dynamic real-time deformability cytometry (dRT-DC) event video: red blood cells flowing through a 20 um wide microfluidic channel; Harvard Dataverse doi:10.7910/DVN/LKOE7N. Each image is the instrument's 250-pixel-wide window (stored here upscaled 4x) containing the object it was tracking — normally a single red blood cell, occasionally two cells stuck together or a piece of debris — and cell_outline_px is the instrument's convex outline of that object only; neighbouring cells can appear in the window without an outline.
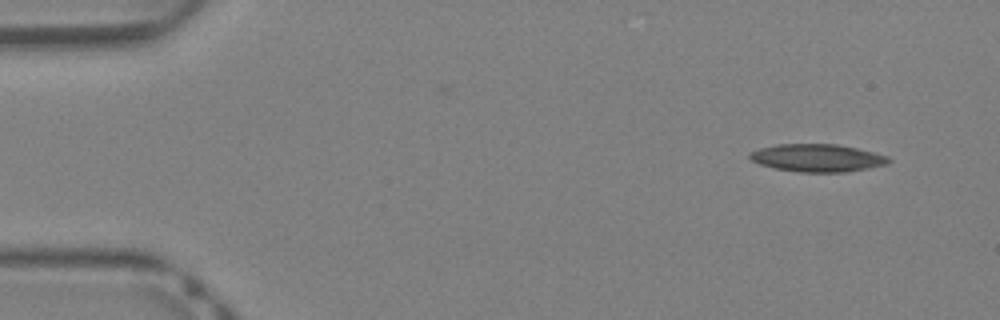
{"species": "Egyptian fruit bat (a non-hibernating species)", "species_latin": "Rousettus aegyptiacus", "temperature_condition": "warm", "stored_images_in_passage": 39, "camera_frame_rate_fps": 3000, "um_per_image_px": 0.085, "animal": {"sex": "female"}, "frame": {"image": 1, "passage_image": 1, "time_ms": 0.0, "image_size_px": [1000, 320], "cell_outline_px": [[892, 160], [888, 164], [868, 168], [844, 172], [800, 172], [776, 168], [760, 164], [752, 160], [748, 156], [748, 152], [760, 148], [776, 144], [836, 144], [856, 148], [888, 156]], "centroid_in_image_um": [69.47, 13.42], "position_along_channel_um": 15.5, "area_um2": 22.31}}
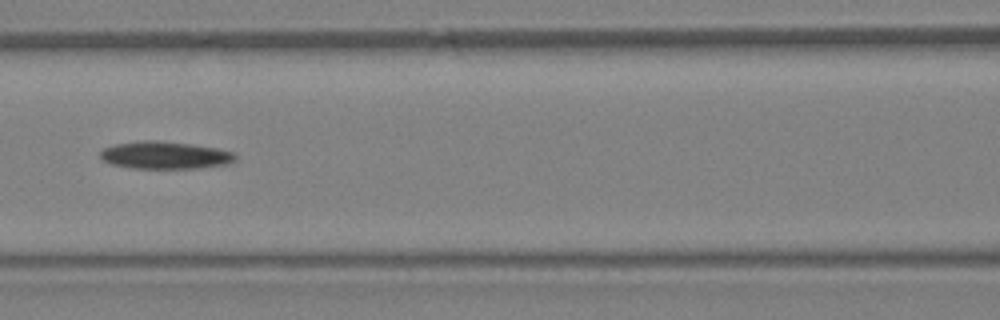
{"frame": {"image": 2, "passage_image": 16, "time_ms": 5.0, "image_size_px": [1000, 320], "cell_outline_px": [[236, 160], [228, 164], [196, 168], [128, 168], [112, 164], [104, 160], [100, 156], [100, 152], [104, 148], [116, 144], [144, 140], [152, 140], [192, 144], [216, 148], [236, 152]], "centroid_in_image_um": [14.06, 13.19], "position_along_channel_um": 152.5, "area_um2": 21.56}}
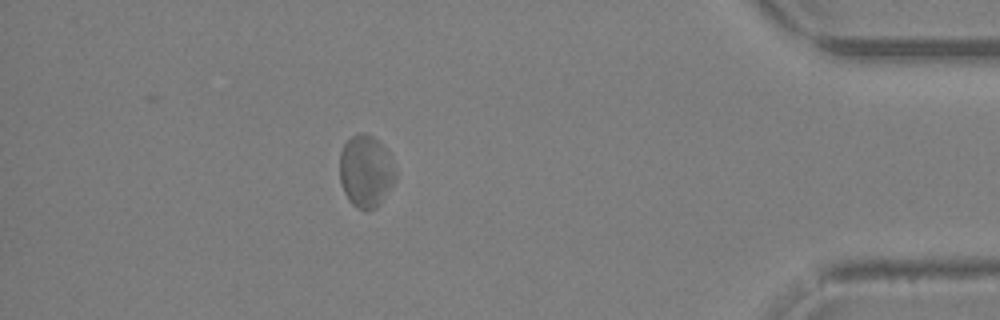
{"frame": {"image": 3, "passage_image": 34, "time_ms": 11.0, "image_size_px": [1000, 320], "cell_outline_px": [[396, 180], [380, 204], [376, 208], [356, 208], [348, 200], [340, 184], [340, 152], [344, 144], [356, 132], [364, 132], [372, 136], [388, 152], [396, 172]], "centroid_in_image_um": [31.09, 14.55], "position_along_channel_um": 404.1, "area_um2": 23.47}}